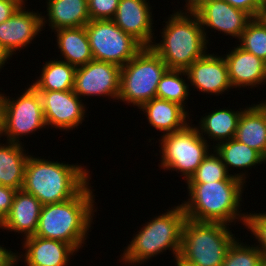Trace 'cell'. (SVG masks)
Returning a JSON list of instances; mask_svg holds the SVG:
<instances>
[{"label": "cell", "instance_id": "f35d334b", "mask_svg": "<svg viewBox=\"0 0 266 266\" xmlns=\"http://www.w3.org/2000/svg\"><path fill=\"white\" fill-rule=\"evenodd\" d=\"M12 56L0 46V71L3 68L4 64L9 60Z\"/></svg>", "mask_w": 266, "mask_h": 266}, {"label": "cell", "instance_id": "9a60e30c", "mask_svg": "<svg viewBox=\"0 0 266 266\" xmlns=\"http://www.w3.org/2000/svg\"><path fill=\"white\" fill-rule=\"evenodd\" d=\"M23 4L9 19L0 24V46L11 56L32 43L42 31V12L26 11Z\"/></svg>", "mask_w": 266, "mask_h": 266}, {"label": "cell", "instance_id": "3957f363", "mask_svg": "<svg viewBox=\"0 0 266 266\" xmlns=\"http://www.w3.org/2000/svg\"><path fill=\"white\" fill-rule=\"evenodd\" d=\"M245 182L242 180H222L208 183H187L188 201L182 206L186 218L196 222L246 223V213L239 210ZM237 221H236V220Z\"/></svg>", "mask_w": 266, "mask_h": 266}, {"label": "cell", "instance_id": "4316f807", "mask_svg": "<svg viewBox=\"0 0 266 266\" xmlns=\"http://www.w3.org/2000/svg\"><path fill=\"white\" fill-rule=\"evenodd\" d=\"M212 148L220 155L227 172L235 168L244 170L246 168H255L257 164L266 163V159L255 149L250 148L235 138L224 141L219 144H213Z\"/></svg>", "mask_w": 266, "mask_h": 266}, {"label": "cell", "instance_id": "1f68e13d", "mask_svg": "<svg viewBox=\"0 0 266 266\" xmlns=\"http://www.w3.org/2000/svg\"><path fill=\"white\" fill-rule=\"evenodd\" d=\"M245 226L255 236L257 247L264 253L266 252V212L248 213Z\"/></svg>", "mask_w": 266, "mask_h": 266}, {"label": "cell", "instance_id": "484cf974", "mask_svg": "<svg viewBox=\"0 0 266 266\" xmlns=\"http://www.w3.org/2000/svg\"><path fill=\"white\" fill-rule=\"evenodd\" d=\"M44 64L38 79L31 84L37 91L73 90L76 67L61 58Z\"/></svg>", "mask_w": 266, "mask_h": 266}, {"label": "cell", "instance_id": "8d00e7d4", "mask_svg": "<svg viewBox=\"0 0 266 266\" xmlns=\"http://www.w3.org/2000/svg\"><path fill=\"white\" fill-rule=\"evenodd\" d=\"M17 253L0 245V266H17Z\"/></svg>", "mask_w": 266, "mask_h": 266}, {"label": "cell", "instance_id": "277c9868", "mask_svg": "<svg viewBox=\"0 0 266 266\" xmlns=\"http://www.w3.org/2000/svg\"><path fill=\"white\" fill-rule=\"evenodd\" d=\"M171 208L142 225L120 255L123 264H143L166 250L172 251L173 259L178 261L183 225L187 218L182 204Z\"/></svg>", "mask_w": 266, "mask_h": 266}, {"label": "cell", "instance_id": "ba28073f", "mask_svg": "<svg viewBox=\"0 0 266 266\" xmlns=\"http://www.w3.org/2000/svg\"><path fill=\"white\" fill-rule=\"evenodd\" d=\"M160 141L161 168L183 175L187 182L210 152V145L192 123L171 134L162 135Z\"/></svg>", "mask_w": 266, "mask_h": 266}, {"label": "cell", "instance_id": "60d3db41", "mask_svg": "<svg viewBox=\"0 0 266 266\" xmlns=\"http://www.w3.org/2000/svg\"><path fill=\"white\" fill-rule=\"evenodd\" d=\"M2 137V114L0 110V138Z\"/></svg>", "mask_w": 266, "mask_h": 266}, {"label": "cell", "instance_id": "74e56055", "mask_svg": "<svg viewBox=\"0 0 266 266\" xmlns=\"http://www.w3.org/2000/svg\"><path fill=\"white\" fill-rule=\"evenodd\" d=\"M208 0H185L184 10L175 11V13L195 14ZM183 11V12H182Z\"/></svg>", "mask_w": 266, "mask_h": 266}, {"label": "cell", "instance_id": "d6a6232c", "mask_svg": "<svg viewBox=\"0 0 266 266\" xmlns=\"http://www.w3.org/2000/svg\"><path fill=\"white\" fill-rule=\"evenodd\" d=\"M119 0H88L90 20L113 19L117 12Z\"/></svg>", "mask_w": 266, "mask_h": 266}, {"label": "cell", "instance_id": "ab89813d", "mask_svg": "<svg viewBox=\"0 0 266 266\" xmlns=\"http://www.w3.org/2000/svg\"><path fill=\"white\" fill-rule=\"evenodd\" d=\"M259 18L266 24V0L263 1V6Z\"/></svg>", "mask_w": 266, "mask_h": 266}, {"label": "cell", "instance_id": "d6986e66", "mask_svg": "<svg viewBox=\"0 0 266 266\" xmlns=\"http://www.w3.org/2000/svg\"><path fill=\"white\" fill-rule=\"evenodd\" d=\"M43 204L31 194L17 190L9 214L0 228L21 233L24 238L36 233Z\"/></svg>", "mask_w": 266, "mask_h": 266}, {"label": "cell", "instance_id": "f1b7e54d", "mask_svg": "<svg viewBox=\"0 0 266 266\" xmlns=\"http://www.w3.org/2000/svg\"><path fill=\"white\" fill-rule=\"evenodd\" d=\"M182 76H188L186 70L168 69L158 83L156 97L176 102L186 108L185 100H188L190 86Z\"/></svg>", "mask_w": 266, "mask_h": 266}, {"label": "cell", "instance_id": "b9f144b4", "mask_svg": "<svg viewBox=\"0 0 266 266\" xmlns=\"http://www.w3.org/2000/svg\"><path fill=\"white\" fill-rule=\"evenodd\" d=\"M263 266H266V252L263 253Z\"/></svg>", "mask_w": 266, "mask_h": 266}, {"label": "cell", "instance_id": "6da1fadb", "mask_svg": "<svg viewBox=\"0 0 266 266\" xmlns=\"http://www.w3.org/2000/svg\"><path fill=\"white\" fill-rule=\"evenodd\" d=\"M90 184L67 201L43 205L34 235L66 242L78 252L89 237L96 212L94 190Z\"/></svg>", "mask_w": 266, "mask_h": 266}, {"label": "cell", "instance_id": "7c38bea8", "mask_svg": "<svg viewBox=\"0 0 266 266\" xmlns=\"http://www.w3.org/2000/svg\"><path fill=\"white\" fill-rule=\"evenodd\" d=\"M38 92L42 99L46 126L68 131L82 124L86 105L73 90Z\"/></svg>", "mask_w": 266, "mask_h": 266}, {"label": "cell", "instance_id": "83f0119b", "mask_svg": "<svg viewBox=\"0 0 266 266\" xmlns=\"http://www.w3.org/2000/svg\"><path fill=\"white\" fill-rule=\"evenodd\" d=\"M213 152V153H212ZM209 152L197 167L196 172L186 183H208L222 180H242L246 183V171L244 173L230 174L227 172L225 164L220 155L215 151Z\"/></svg>", "mask_w": 266, "mask_h": 266}, {"label": "cell", "instance_id": "5b68a950", "mask_svg": "<svg viewBox=\"0 0 266 266\" xmlns=\"http://www.w3.org/2000/svg\"><path fill=\"white\" fill-rule=\"evenodd\" d=\"M162 28V40L151 48L166 63L168 69L186 70L206 53L208 42L196 14L173 13ZM206 49V50H205Z\"/></svg>", "mask_w": 266, "mask_h": 266}, {"label": "cell", "instance_id": "d4e9b609", "mask_svg": "<svg viewBox=\"0 0 266 266\" xmlns=\"http://www.w3.org/2000/svg\"><path fill=\"white\" fill-rule=\"evenodd\" d=\"M244 109H239V111L228 108L215 109V111L213 110L208 115L202 116L199 121L200 125L196 128L206 141V135L208 139L216 141L217 144L228 141L235 138L238 121Z\"/></svg>", "mask_w": 266, "mask_h": 266}, {"label": "cell", "instance_id": "2e32d148", "mask_svg": "<svg viewBox=\"0 0 266 266\" xmlns=\"http://www.w3.org/2000/svg\"><path fill=\"white\" fill-rule=\"evenodd\" d=\"M151 9L147 0H119L117 12L112 20L144 47H151L152 41H155L153 39H156L153 37L154 21Z\"/></svg>", "mask_w": 266, "mask_h": 266}, {"label": "cell", "instance_id": "7402d4cb", "mask_svg": "<svg viewBox=\"0 0 266 266\" xmlns=\"http://www.w3.org/2000/svg\"><path fill=\"white\" fill-rule=\"evenodd\" d=\"M47 16H42V28L45 24L50 26L52 31L84 27L89 21L88 0H47Z\"/></svg>", "mask_w": 266, "mask_h": 266}, {"label": "cell", "instance_id": "8992f818", "mask_svg": "<svg viewBox=\"0 0 266 266\" xmlns=\"http://www.w3.org/2000/svg\"><path fill=\"white\" fill-rule=\"evenodd\" d=\"M236 239L229 225L186 219L177 266H222Z\"/></svg>", "mask_w": 266, "mask_h": 266}, {"label": "cell", "instance_id": "4fadbf2b", "mask_svg": "<svg viewBox=\"0 0 266 266\" xmlns=\"http://www.w3.org/2000/svg\"><path fill=\"white\" fill-rule=\"evenodd\" d=\"M207 42L206 29L222 31V33L239 39L247 24L253 19L243 10L234 8L225 0H208L196 13ZM206 27V28H205Z\"/></svg>", "mask_w": 266, "mask_h": 266}, {"label": "cell", "instance_id": "5bb4252c", "mask_svg": "<svg viewBox=\"0 0 266 266\" xmlns=\"http://www.w3.org/2000/svg\"><path fill=\"white\" fill-rule=\"evenodd\" d=\"M205 54L194 61L187 69V82L194 89L210 95H221L229 89H233L227 69L224 55Z\"/></svg>", "mask_w": 266, "mask_h": 266}, {"label": "cell", "instance_id": "ffe728a7", "mask_svg": "<svg viewBox=\"0 0 266 266\" xmlns=\"http://www.w3.org/2000/svg\"><path fill=\"white\" fill-rule=\"evenodd\" d=\"M139 109L144 112L149 124L163 132V135L181 130L189 124L188 111L173 101L156 97L144 103Z\"/></svg>", "mask_w": 266, "mask_h": 266}, {"label": "cell", "instance_id": "7a4b0ae2", "mask_svg": "<svg viewBox=\"0 0 266 266\" xmlns=\"http://www.w3.org/2000/svg\"><path fill=\"white\" fill-rule=\"evenodd\" d=\"M89 172L79 164L48 161L30 154L22 190L34 195L43 205L64 202L75 197L89 183Z\"/></svg>", "mask_w": 266, "mask_h": 266}, {"label": "cell", "instance_id": "f546056e", "mask_svg": "<svg viewBox=\"0 0 266 266\" xmlns=\"http://www.w3.org/2000/svg\"><path fill=\"white\" fill-rule=\"evenodd\" d=\"M238 40L239 47L266 62V24L260 18H253Z\"/></svg>", "mask_w": 266, "mask_h": 266}, {"label": "cell", "instance_id": "e575fe53", "mask_svg": "<svg viewBox=\"0 0 266 266\" xmlns=\"http://www.w3.org/2000/svg\"><path fill=\"white\" fill-rule=\"evenodd\" d=\"M17 190L0 185V223L9 214Z\"/></svg>", "mask_w": 266, "mask_h": 266}, {"label": "cell", "instance_id": "836d02e7", "mask_svg": "<svg viewBox=\"0 0 266 266\" xmlns=\"http://www.w3.org/2000/svg\"><path fill=\"white\" fill-rule=\"evenodd\" d=\"M234 8L248 13L252 18H259L264 0H225Z\"/></svg>", "mask_w": 266, "mask_h": 266}, {"label": "cell", "instance_id": "52a82bcc", "mask_svg": "<svg viewBox=\"0 0 266 266\" xmlns=\"http://www.w3.org/2000/svg\"><path fill=\"white\" fill-rule=\"evenodd\" d=\"M167 70L166 63L151 47H143L121 67L117 100L140 108L156 98L158 83Z\"/></svg>", "mask_w": 266, "mask_h": 266}, {"label": "cell", "instance_id": "603a6c76", "mask_svg": "<svg viewBox=\"0 0 266 266\" xmlns=\"http://www.w3.org/2000/svg\"><path fill=\"white\" fill-rule=\"evenodd\" d=\"M54 33L62 61L77 68L93 60L85 26L63 28L55 30Z\"/></svg>", "mask_w": 266, "mask_h": 266}, {"label": "cell", "instance_id": "30bf717a", "mask_svg": "<svg viewBox=\"0 0 266 266\" xmlns=\"http://www.w3.org/2000/svg\"><path fill=\"white\" fill-rule=\"evenodd\" d=\"M85 29L94 60L122 67L144 47L132 35L120 29L112 19L90 20Z\"/></svg>", "mask_w": 266, "mask_h": 266}, {"label": "cell", "instance_id": "ac0fdd59", "mask_svg": "<svg viewBox=\"0 0 266 266\" xmlns=\"http://www.w3.org/2000/svg\"><path fill=\"white\" fill-rule=\"evenodd\" d=\"M224 59L232 88H256L266 83V62L254 54L237 46L226 52Z\"/></svg>", "mask_w": 266, "mask_h": 266}, {"label": "cell", "instance_id": "e0dca14e", "mask_svg": "<svg viewBox=\"0 0 266 266\" xmlns=\"http://www.w3.org/2000/svg\"><path fill=\"white\" fill-rule=\"evenodd\" d=\"M23 242L25 253L17 255V262L22 258L26 266H68L70 257L77 252L66 242L35 235L24 238Z\"/></svg>", "mask_w": 266, "mask_h": 266}, {"label": "cell", "instance_id": "9c48e42d", "mask_svg": "<svg viewBox=\"0 0 266 266\" xmlns=\"http://www.w3.org/2000/svg\"><path fill=\"white\" fill-rule=\"evenodd\" d=\"M25 89L16 100L0 92L2 136H6V142L22 143L19 140L24 135L47 127L39 92L32 85Z\"/></svg>", "mask_w": 266, "mask_h": 266}, {"label": "cell", "instance_id": "cb8c5ba5", "mask_svg": "<svg viewBox=\"0 0 266 266\" xmlns=\"http://www.w3.org/2000/svg\"><path fill=\"white\" fill-rule=\"evenodd\" d=\"M23 146L22 143H0V185L22 190L29 157Z\"/></svg>", "mask_w": 266, "mask_h": 266}, {"label": "cell", "instance_id": "d590c367", "mask_svg": "<svg viewBox=\"0 0 266 266\" xmlns=\"http://www.w3.org/2000/svg\"><path fill=\"white\" fill-rule=\"evenodd\" d=\"M26 0H0V24L9 19Z\"/></svg>", "mask_w": 266, "mask_h": 266}, {"label": "cell", "instance_id": "44dd1931", "mask_svg": "<svg viewBox=\"0 0 266 266\" xmlns=\"http://www.w3.org/2000/svg\"><path fill=\"white\" fill-rule=\"evenodd\" d=\"M235 139L255 149L266 159V100L246 106L242 111Z\"/></svg>", "mask_w": 266, "mask_h": 266}, {"label": "cell", "instance_id": "8fae6325", "mask_svg": "<svg viewBox=\"0 0 266 266\" xmlns=\"http://www.w3.org/2000/svg\"><path fill=\"white\" fill-rule=\"evenodd\" d=\"M121 67L92 60L76 68L73 91L79 96H107L117 100L120 92Z\"/></svg>", "mask_w": 266, "mask_h": 266}, {"label": "cell", "instance_id": "4dcf8cb0", "mask_svg": "<svg viewBox=\"0 0 266 266\" xmlns=\"http://www.w3.org/2000/svg\"><path fill=\"white\" fill-rule=\"evenodd\" d=\"M235 239L230 245L222 266H263V252L256 245Z\"/></svg>", "mask_w": 266, "mask_h": 266}]
</instances>
